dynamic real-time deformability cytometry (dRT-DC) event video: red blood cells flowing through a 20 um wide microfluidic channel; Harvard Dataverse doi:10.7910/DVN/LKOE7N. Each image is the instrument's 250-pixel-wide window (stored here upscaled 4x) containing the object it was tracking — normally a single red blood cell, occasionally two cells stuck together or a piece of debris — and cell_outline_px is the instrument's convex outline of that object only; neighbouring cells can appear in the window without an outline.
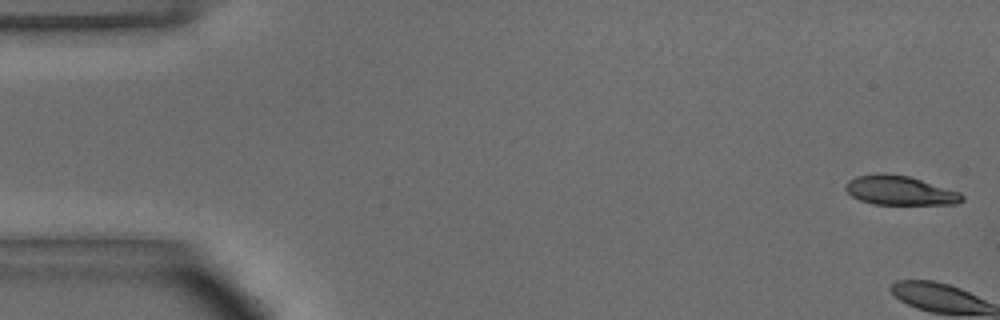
{"species": "common noctule bat (a hibernating species)", "species_latin": "Nyctalus noctula", "temperature_condition": "warm", "stored_images_in_passage": 3, "camera_frame_rate_fps": 3000, "um_per_image_px": 0.085, "animal": {"sex": "male", "body_mass_g": 15.6}, "frame": {"image": 1, "passage_image": 1, "time_ms": 0.0, "image_size_px": [1000, 320], "cell_outline_px": [[964, 200], [956, 204], [872, 204], [860, 200], [852, 196], [844, 188], [844, 184], [848, 180], [856, 176], [908, 176], [960, 192], [964, 196]], "centroid_in_image_um": [76.51, 16.24], "position_along_channel_um": 8.5, "area_um2": 19.13}}